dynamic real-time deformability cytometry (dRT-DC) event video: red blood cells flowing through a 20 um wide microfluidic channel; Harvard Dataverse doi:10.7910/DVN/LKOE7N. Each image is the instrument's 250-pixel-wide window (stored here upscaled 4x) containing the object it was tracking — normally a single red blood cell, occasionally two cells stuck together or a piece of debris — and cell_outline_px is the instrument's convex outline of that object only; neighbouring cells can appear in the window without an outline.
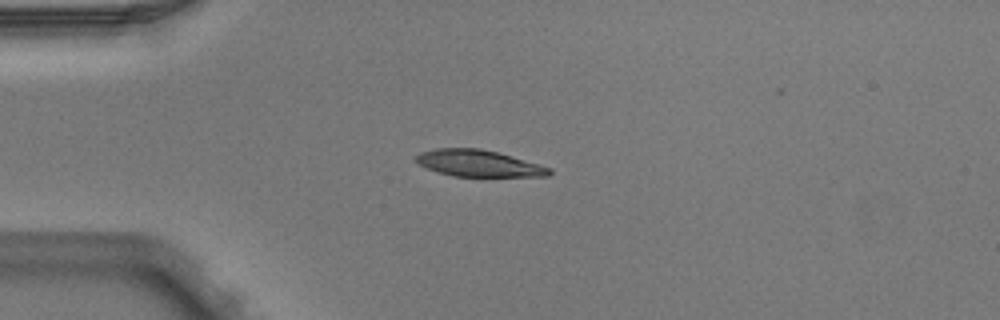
{"species": "Egyptian fruit bat (a non-hibernating species)", "species_latin": "Rousettus aegyptiacus", "temperature_condition": "warm", "stored_images_in_passage": 5, "camera_frame_rate_fps": 3000, "um_per_image_px": 0.085, "animal": {"sex": "male"}, "frame": {"image": 1, "passage_image": 3, "time_ms": 0.667, "image_size_px": [1000, 320], "cell_outline_px": [[552, 172], [548, 176], [452, 176], [416, 164], [416, 156], [420, 152], [436, 148], [480, 148], [496, 152], [552, 168]], "centroid_in_image_um": [40.65, 13.88], "position_along_channel_um": 44.3, "area_um2": 20.4}}
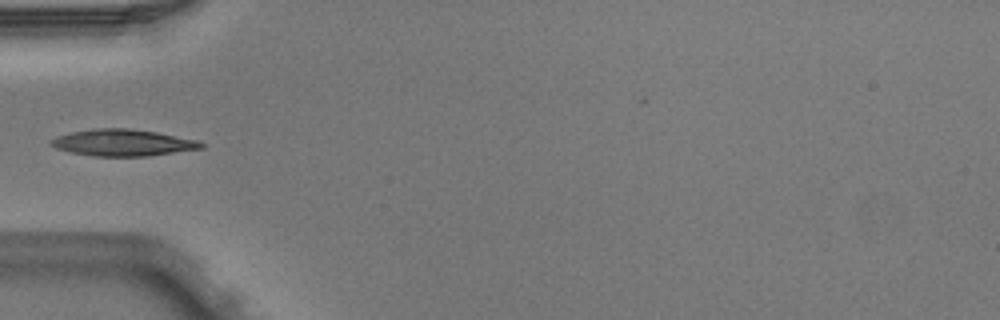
{"frame": {"image": 2, "passage_image": 4, "time_ms": 1.0, "image_size_px": [1000, 320], "cell_outline_px": [[204, 148], [148, 156], [92, 156], [72, 152], [56, 148], [48, 144], [48, 140], [56, 136], [72, 132], [92, 128], [128, 128], [156, 132], [196, 140], [204, 144]], "centroid_in_image_um": [10.39, 12.12], "position_along_channel_um": 74.6, "area_um2": 23.29}}